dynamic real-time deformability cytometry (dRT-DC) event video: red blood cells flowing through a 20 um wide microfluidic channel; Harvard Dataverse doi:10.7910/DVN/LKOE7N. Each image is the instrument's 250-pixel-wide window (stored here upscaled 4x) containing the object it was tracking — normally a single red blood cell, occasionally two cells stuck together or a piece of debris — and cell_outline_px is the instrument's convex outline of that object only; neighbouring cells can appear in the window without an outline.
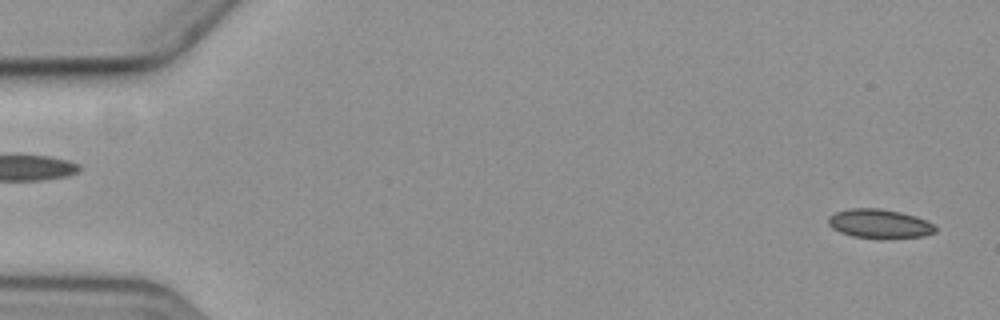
{"species": "common noctule bat (a hibernating species)", "species_latin": "Nyctalus noctula", "temperature_condition": "cold", "stored_images_in_passage": 2, "segment_of_instrument_passage": [2, 2], "camera_frame_rate_fps": 3000, "um_per_image_px": 0.085, "animal": {"sex": "female", "body_mass_g": 19.3, "forearm_length_mm": 54.1}, "frame": {"image": 1, "passage_image": 2, "time_ms": 1.333, "image_size_px": [1000, 320], "cell_outline_px": [[936, 232], [924, 236], [852, 236], [840, 232], [832, 228], [828, 224], [828, 216], [836, 212], [852, 208], [880, 208], [900, 212], [916, 216], [932, 224], [936, 228]], "centroid_in_image_um": [74.71, 18.97], "position_along_channel_um": 10.3, "area_um2": 17.4}}